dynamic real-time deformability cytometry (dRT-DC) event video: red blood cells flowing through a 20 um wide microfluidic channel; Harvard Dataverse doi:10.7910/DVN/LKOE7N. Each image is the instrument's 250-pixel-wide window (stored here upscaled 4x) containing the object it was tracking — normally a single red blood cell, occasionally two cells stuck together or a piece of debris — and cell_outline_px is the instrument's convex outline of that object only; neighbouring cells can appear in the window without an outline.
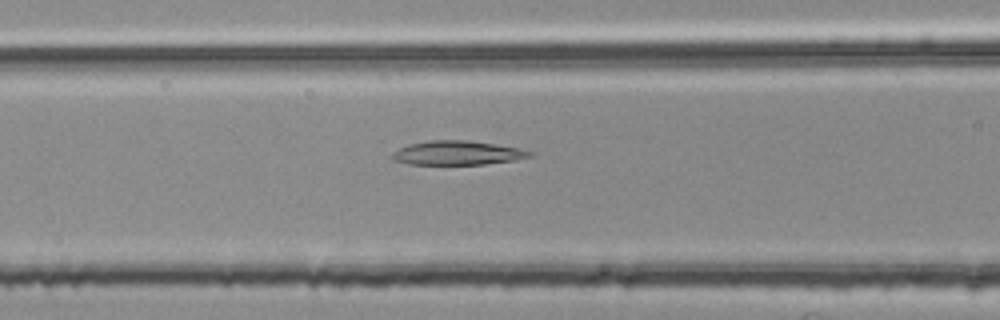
{"species": "common noctule bat (a hibernating species)", "species_latin": "Nyctalus noctula", "temperature_condition": "room temperature", "stored_images_in_passage": 54, "segment_of_instrument_passage": [2, 2], "camera_frame_rate_fps": 3000, "um_per_image_px": 0.085, "animal": {"sex": "female", "body_mass_g": 25.1}, "frame": {"image": 1, "passage_image": 22, "time_ms": 7.0, "image_size_px": [1000, 320], "cell_outline_px": [[536, 152], [532, 156], [516, 160], [484, 164], [408, 164], [396, 160], [392, 156], [392, 152], [408, 144], [428, 140], [464, 140], [492, 144], [516, 148]], "centroid_in_image_um": [38.88, 13.0], "position_along_channel_um": 127.7, "area_um2": 19.07}}
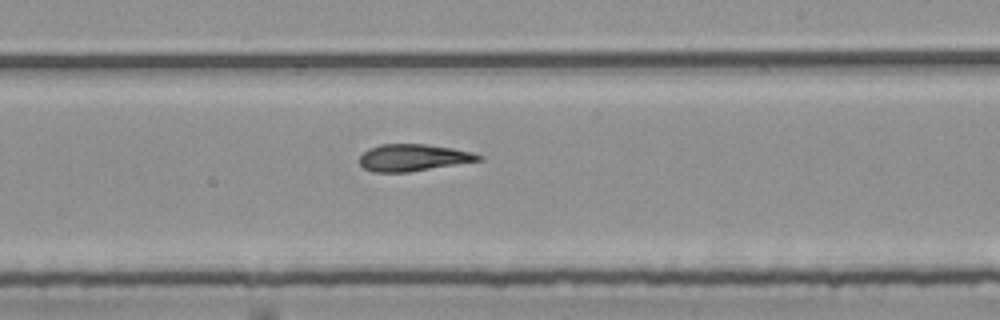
{"frame": {"image": 2, "passage_image": 32, "time_ms": 10.333, "image_size_px": [1000, 320], "cell_outline_px": [[484, 160], [408, 172], [372, 172], [364, 168], [360, 164], [360, 156], [368, 148], [380, 144], [424, 144], [452, 148], [472, 152], [484, 156]], "centroid_in_image_um": [35.14, 13.4], "position_along_channel_um": 253.9, "area_um2": 18.73}}
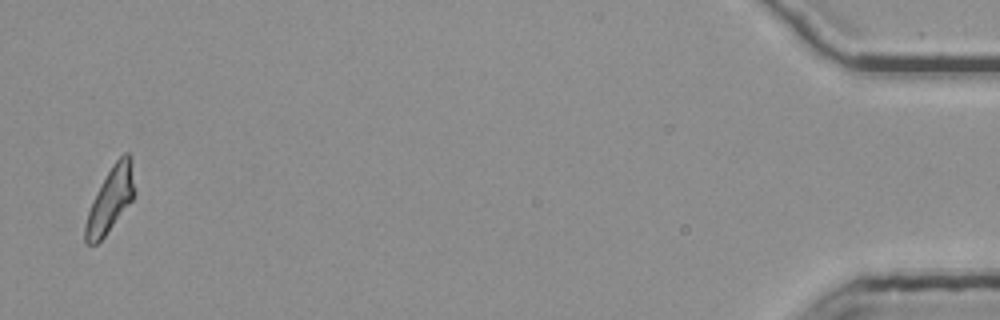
{"frame": {"image": 3, "passage_image": 53, "time_ms": 17.333, "image_size_px": [1000, 320], "cell_outline_px": [[132, 200], [104, 236], [96, 244], [88, 244], [84, 240], [84, 224], [88, 212], [112, 164], [124, 152], [128, 152], [132, 156]], "centroid_in_image_um": [9.36, 16.98], "position_along_channel_um": 425.8, "area_um2": 17.63}}